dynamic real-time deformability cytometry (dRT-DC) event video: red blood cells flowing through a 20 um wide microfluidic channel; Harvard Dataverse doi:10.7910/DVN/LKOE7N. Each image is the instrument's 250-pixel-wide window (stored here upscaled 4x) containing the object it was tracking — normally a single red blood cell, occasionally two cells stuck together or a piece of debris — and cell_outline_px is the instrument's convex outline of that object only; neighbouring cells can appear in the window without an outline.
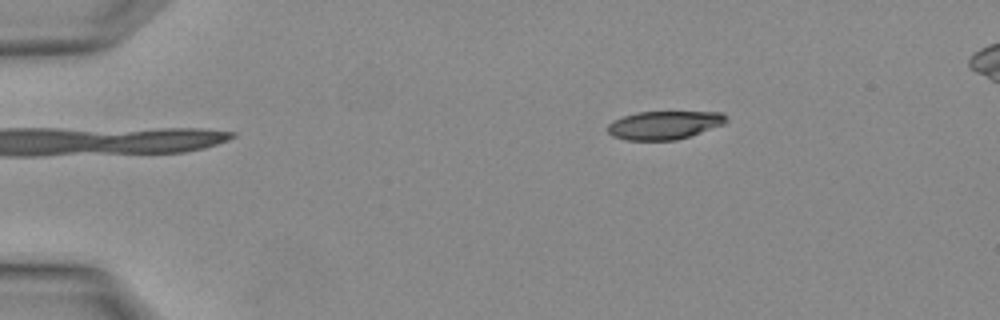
{"species": "Egyptian fruit bat (a non-hibernating species)", "species_latin": "Rousettus aegyptiacus", "temperature_condition": "warm", "stored_images_in_passage": 2, "camera_frame_rate_fps": 3000, "um_per_image_px": 0.085, "animal": {"sex": "female"}, "frame": {"image": 1, "passage_image": 2, "time_ms": 0.333, "image_size_px": [1000, 320], "cell_outline_px": [[728, 120], [724, 124], [676, 140], [628, 140], [612, 136], [604, 128], [612, 120], [636, 112], [720, 112]], "centroid_in_image_um": [56.39, 10.63], "position_along_channel_um": 28.6, "area_um2": 19.48}}